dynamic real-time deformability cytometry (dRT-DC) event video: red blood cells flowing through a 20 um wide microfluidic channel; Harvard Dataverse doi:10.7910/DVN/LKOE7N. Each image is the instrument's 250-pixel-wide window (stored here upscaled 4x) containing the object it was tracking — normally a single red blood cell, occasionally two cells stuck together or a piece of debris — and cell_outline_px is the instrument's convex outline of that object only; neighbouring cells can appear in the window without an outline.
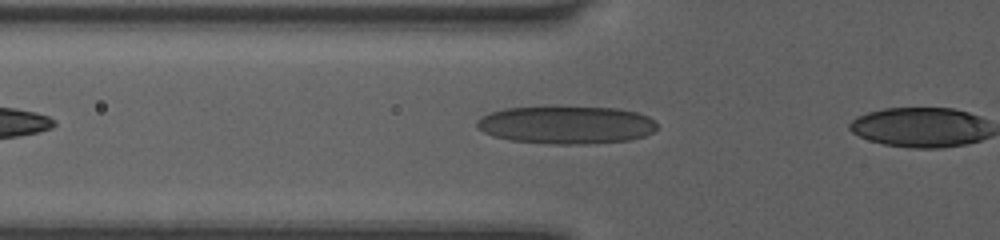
{"species": "human", "species_latin": "Homo sapiens", "temperature_condition": "room temperature", "stored_images_in_passage": 4, "camera_frame_rate_fps": 3000, "um_per_image_px": 0.085, "donor": {"sex": "female"}, "frame": {"image": 1, "passage_image": 3, "time_ms": 0.667, "image_size_px": [1000, 240], "cell_outline_px": [[656, 128], [652, 132], [644, 136], [628, 140], [584, 144], [548, 144], [508, 140], [492, 136], [476, 128], [476, 120], [480, 116], [504, 108], [556, 104], [620, 108], [636, 112], [648, 116], [656, 124]], "centroid_in_image_um": [48.07, 10.57], "position_along_channel_um": 77.7, "area_um2": 41.1}}